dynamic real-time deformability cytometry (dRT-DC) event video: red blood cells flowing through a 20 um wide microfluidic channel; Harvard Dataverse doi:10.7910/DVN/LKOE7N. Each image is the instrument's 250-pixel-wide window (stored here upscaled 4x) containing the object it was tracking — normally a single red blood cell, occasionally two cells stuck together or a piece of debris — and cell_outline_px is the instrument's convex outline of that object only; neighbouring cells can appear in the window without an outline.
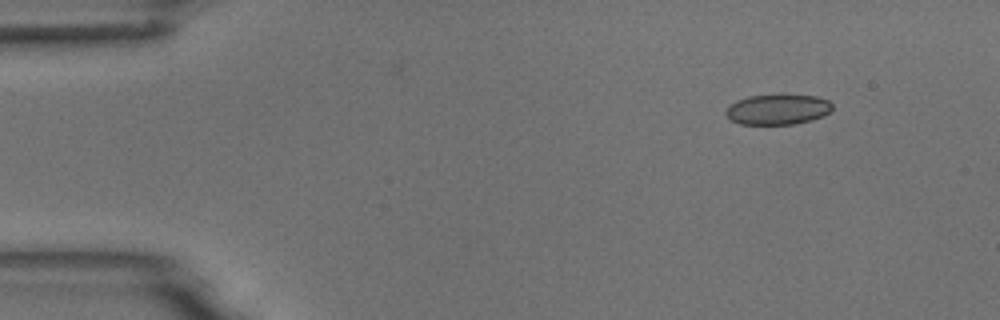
{"species": "common noctule bat (a hibernating species)", "species_latin": "Nyctalus noctula", "temperature_condition": "room temperature", "stored_images_in_passage": 9, "camera_frame_rate_fps": 3000, "um_per_image_px": 0.085, "animal": {"sex": "male", "body_mass_g": 18.8}, "frame": {"image": 1, "passage_image": 1, "time_ms": 0.0, "image_size_px": [1000, 320], "cell_outline_px": [[832, 108], [824, 116], [812, 120], [796, 124], [740, 124], [732, 120], [724, 112], [736, 100], [748, 96], [780, 92], [784, 92], [816, 96], [828, 100], [832, 104]], "centroid_in_image_um": [66.14, 9.25], "position_along_channel_um": 18.9, "area_um2": 19.48}}
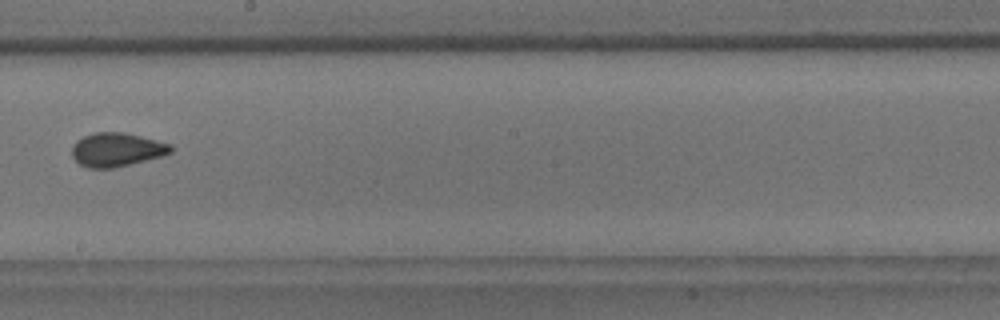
{"frame": {"image": 2, "passage_image": 8, "time_ms": 2.333, "image_size_px": [1000, 320], "cell_outline_px": [[172, 152], [164, 156], [112, 168], [88, 168], [80, 164], [72, 156], [72, 144], [76, 140], [92, 132], [124, 132], [172, 144]], "centroid_in_image_um": [9.91, 12.71], "position_along_channel_um": 238.3, "area_um2": 19.54}}
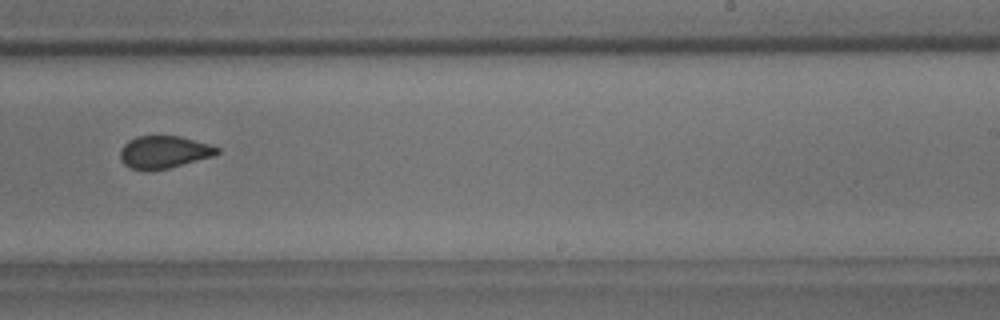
{"frame": {"image": 3, "passage_image": 9, "time_ms": 2.667, "image_size_px": [1000, 320], "cell_outline_px": [[220, 152], [216, 156], [168, 168], [132, 168], [124, 164], [120, 160], [120, 148], [128, 140], [136, 136], [180, 136], [208, 144], [220, 148]], "centroid_in_image_um": [13.96, 12.9], "position_along_channel_um": 275.0, "area_um2": 18.09}}